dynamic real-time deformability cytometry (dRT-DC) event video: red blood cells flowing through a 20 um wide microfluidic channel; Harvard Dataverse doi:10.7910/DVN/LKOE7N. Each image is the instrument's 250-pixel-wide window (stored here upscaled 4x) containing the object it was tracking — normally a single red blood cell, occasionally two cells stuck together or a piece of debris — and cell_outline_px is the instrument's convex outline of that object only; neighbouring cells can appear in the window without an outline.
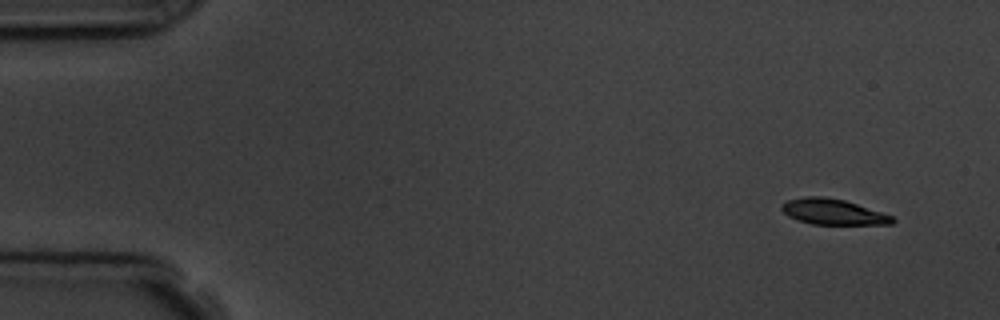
{"species": "common noctule bat (a hibernating species)", "species_latin": "Nyctalus noctula", "temperature_condition": "room temperature", "stored_images_in_passage": 9, "camera_frame_rate_fps": 3000, "um_per_image_px": 0.085, "animal": {"sex": "male", "body_mass_g": 19.5, "forearm_length_mm": 54.6}, "frame": {"image": 1, "passage_image": 1, "time_ms": 0.0, "image_size_px": [1000, 320], "cell_outline_px": [[896, 220], [892, 224], [812, 224], [796, 220], [788, 216], [780, 208], [780, 204], [788, 200], [804, 196], [824, 196], [844, 200], [892, 216]], "centroid_in_image_um": [70.74, 18.0], "position_along_channel_um": 14.3, "area_um2": 16.47}}